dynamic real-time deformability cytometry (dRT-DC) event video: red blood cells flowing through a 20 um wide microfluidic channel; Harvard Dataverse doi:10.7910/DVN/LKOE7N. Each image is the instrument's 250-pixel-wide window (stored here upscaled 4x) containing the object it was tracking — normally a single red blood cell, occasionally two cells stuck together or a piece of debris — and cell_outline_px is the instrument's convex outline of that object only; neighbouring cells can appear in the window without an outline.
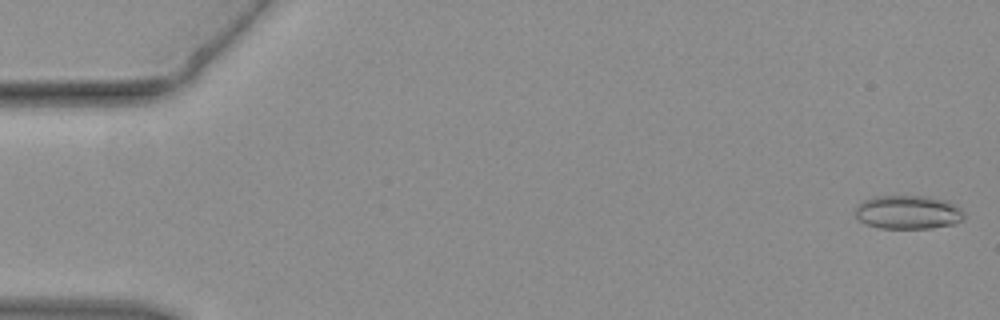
{"species": "common noctule bat (a hibernating species)", "species_latin": "Nyctalus noctula", "temperature_condition": "warm", "stored_images_in_passage": 46, "camera_frame_rate_fps": 3000, "um_per_image_px": 0.085, "animal": {"sex": "female", "body_mass_g": 19.3, "forearm_length_mm": 54.1}, "frame": {"image": 1, "passage_image": 1, "time_ms": 0.0, "image_size_px": [1000, 320], "cell_outline_px": [[964, 216], [960, 220], [952, 224], [928, 228], [880, 228], [868, 224], [860, 220], [856, 216], [856, 208], [864, 200], [872, 196], [932, 196], [948, 200], [960, 208], [964, 212]], "centroid_in_image_um": [77.2, 18.02], "position_along_channel_um": 7.8, "area_um2": 21.27}}
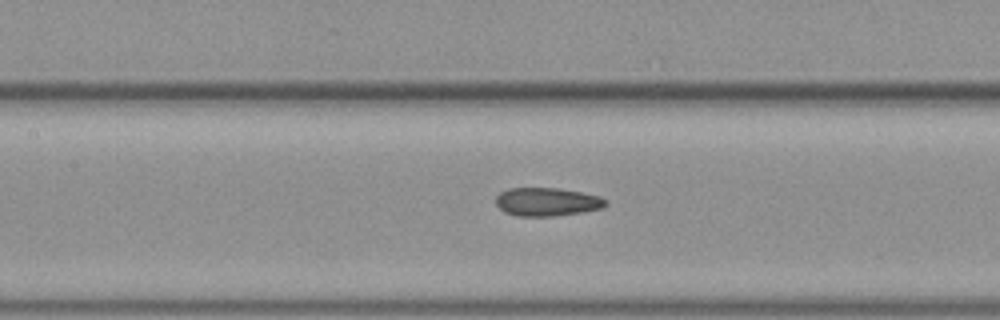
{"frame": {"image": 2, "passage_image": 21, "time_ms": 6.667, "image_size_px": [1000, 320], "cell_outline_px": [[608, 204], [604, 208], [584, 212], [552, 216], [516, 216], [504, 212], [496, 204], [496, 196], [500, 192], [508, 188], [560, 188], [600, 196], [608, 200]], "centroid_in_image_um": [46.52, 17.16], "position_along_channel_um": 160.9, "area_um2": 18.38}}
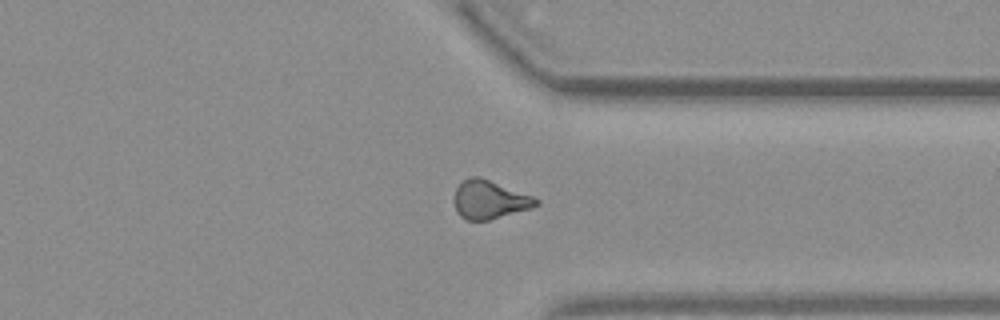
{"frame": {"image": 3, "passage_image": 35, "time_ms": 11.333, "image_size_px": [1000, 320], "cell_outline_px": [[540, 200], [532, 208], [488, 220], [468, 220], [460, 216], [456, 212], [452, 200], [456, 188], [464, 180], [472, 176], [480, 176], [532, 196]], "centroid_in_image_um": [41.56, 16.97], "position_along_channel_um": 369.8, "area_um2": 18.32}}